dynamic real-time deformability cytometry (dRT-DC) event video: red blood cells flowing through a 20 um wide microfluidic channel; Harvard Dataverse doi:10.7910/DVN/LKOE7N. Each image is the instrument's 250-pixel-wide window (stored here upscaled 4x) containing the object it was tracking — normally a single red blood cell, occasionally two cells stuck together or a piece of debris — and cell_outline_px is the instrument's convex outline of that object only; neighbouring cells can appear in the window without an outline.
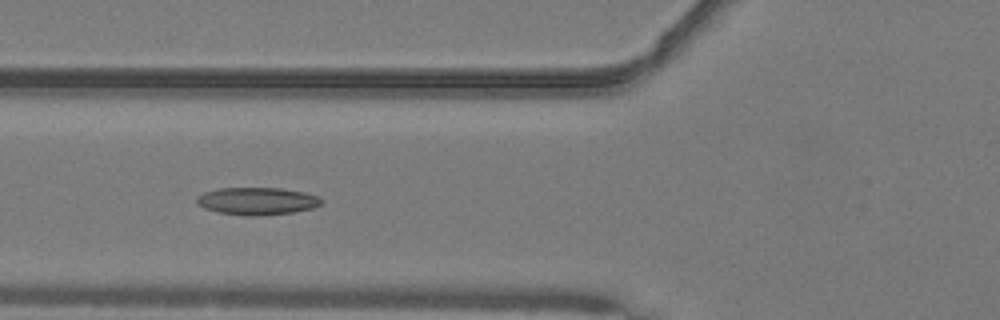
{"species": "common noctule bat (a hibernating species)", "species_latin": "Nyctalus noctula", "temperature_condition": "warm", "stored_images_in_passage": 37, "camera_frame_rate_fps": 3000, "um_per_image_px": 0.085, "animal": {"sex": "male", "body_mass_g": 19.2, "forearm_length_mm": 51.8}, "frame": {"image": 1, "passage_image": 6, "time_ms": 1.667, "image_size_px": [1000, 320], "cell_outline_px": [[324, 200], [320, 204], [312, 208], [292, 212], [256, 216], [252, 216], [216, 212], [204, 208], [196, 200], [196, 196], [204, 192], [220, 188], [280, 188], [304, 192], [316, 196]], "centroid_in_image_um": [21.84, 17.09], "position_along_channel_um": 104.0, "area_um2": 19.77}}
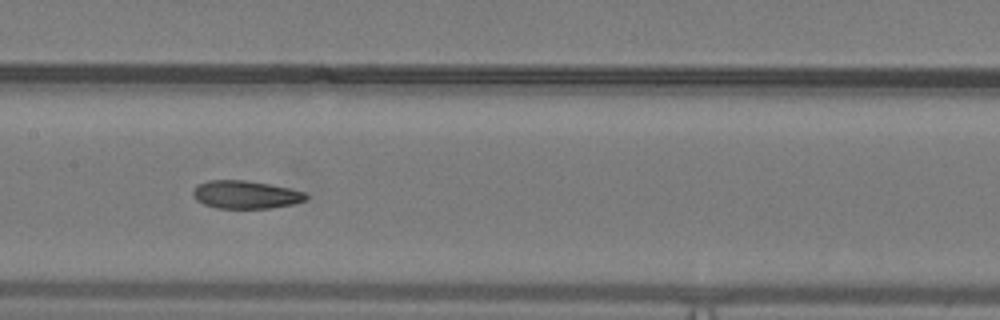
{"frame": {"image": 2, "passage_image": 12, "time_ms": 3.667, "image_size_px": [1000, 320], "cell_outline_px": [[308, 200], [292, 204], [272, 208], [216, 208], [204, 204], [196, 200], [192, 196], [192, 192], [196, 184], [208, 180], [248, 180], [288, 188], [304, 192], [308, 196]], "centroid_in_image_um": [20.85, 16.54], "position_along_channel_um": 186.6, "area_um2": 18.55}}
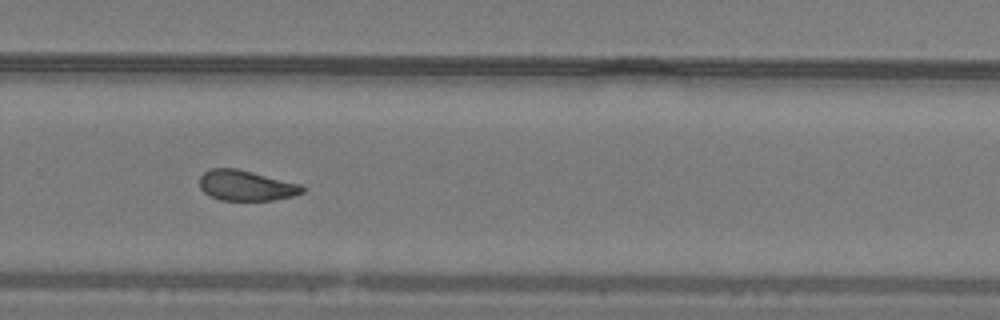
{"frame": {"image": 3, "passage_image": 21, "time_ms": 6.667, "image_size_px": [1000, 320], "cell_outline_px": [[304, 192], [292, 196], [272, 200], [220, 200], [204, 192], [200, 188], [200, 176], [208, 168], [236, 168], [300, 184], [304, 188]], "centroid_in_image_um": [20.89, 15.76], "position_along_channel_um": 308.9, "area_um2": 18.03}, "authors_computed_cell_mechanics": {"area_um2": 19.1318, "velocity_mm_per_s": 4.1019, "shape_relaxation_time_tau1_ms": null, "shape_relaxation_time_tau2_ms": 3.7258, "deformation_change_tau1": null, "deformation_change_tau2": 0.1031}}